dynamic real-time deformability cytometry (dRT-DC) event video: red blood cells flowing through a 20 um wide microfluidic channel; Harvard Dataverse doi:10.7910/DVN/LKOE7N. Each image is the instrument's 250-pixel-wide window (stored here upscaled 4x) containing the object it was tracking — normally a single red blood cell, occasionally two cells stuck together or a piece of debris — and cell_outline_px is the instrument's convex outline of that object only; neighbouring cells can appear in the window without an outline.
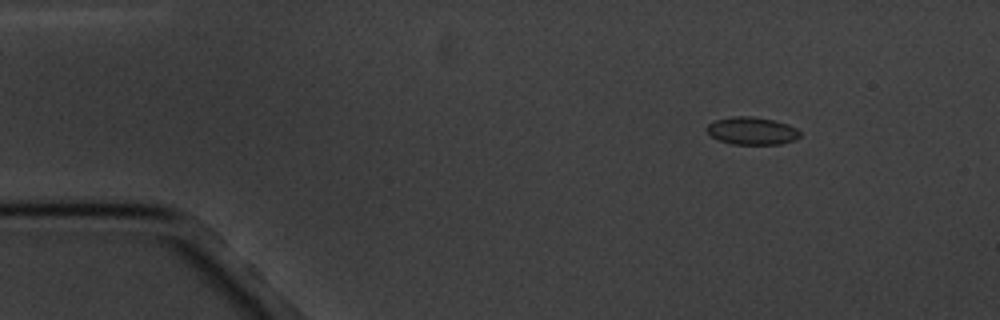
{"species": "common noctule bat (a hibernating species)", "species_latin": "Nyctalus noctula", "temperature_condition": "cold", "stored_images_in_passage": 5, "camera_frame_rate_fps": 3000, "um_per_image_px": 0.085, "animal": {"sex": "male", "body_mass_g": 20.1, "forearm_length_mm": 53.5}, "frame": {"image": 1, "passage_image": 2, "time_ms": 1.0, "image_size_px": [1000, 320], "cell_outline_px": [[800, 136], [796, 140], [780, 144], [732, 144], [720, 140], [712, 136], [704, 128], [708, 124], [716, 120], [732, 116], [752, 116], [776, 120], [788, 124], [796, 128], [800, 132]], "centroid_in_image_um": [63.93, 11.11], "position_along_channel_um": 21.1, "area_um2": 15.09}}
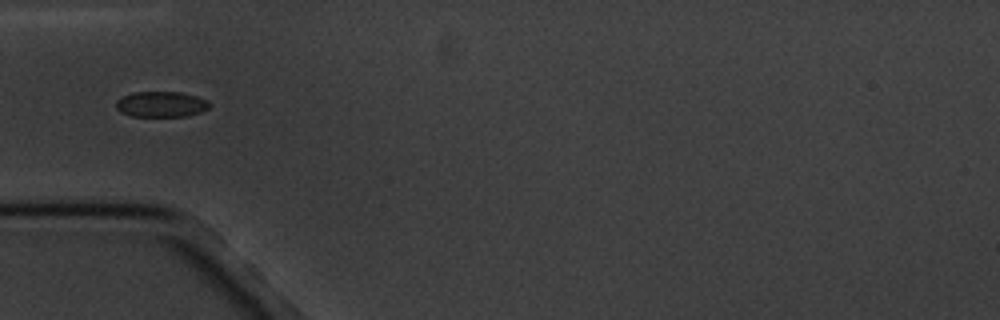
{"frame": {"image": 2, "passage_image": 5, "time_ms": 4.667, "image_size_px": [1000, 320], "cell_outline_px": [[208, 108], [200, 112], [188, 116], [132, 116], [120, 112], [116, 108], [116, 100], [120, 96], [132, 92], [180, 92], [196, 96], [204, 100], [208, 104]], "centroid_in_image_um": [13.62, 8.86], "position_along_channel_um": 71.4, "area_um2": 13.87}}